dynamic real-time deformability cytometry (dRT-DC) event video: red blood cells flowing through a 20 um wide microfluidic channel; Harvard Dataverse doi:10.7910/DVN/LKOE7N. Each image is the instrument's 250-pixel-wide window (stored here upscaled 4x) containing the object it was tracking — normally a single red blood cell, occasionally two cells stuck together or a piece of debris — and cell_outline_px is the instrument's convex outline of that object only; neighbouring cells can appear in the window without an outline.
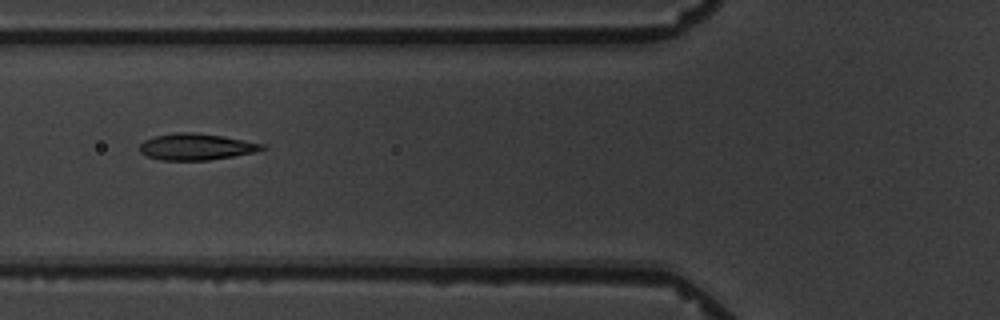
{"species": "common noctule bat (a hibernating species)", "species_latin": "Nyctalus noctula", "temperature_condition": "warm", "stored_images_in_passage": 7, "camera_frame_rate_fps": 3000, "um_per_image_px": 0.085, "animal": {"sex": "male", "body_mass_g": 19.5, "forearm_length_mm": 54.6}, "frame": {"image": 1, "passage_image": 2, "time_ms": 1.0, "image_size_px": [1000, 320], "cell_outline_px": [[268, 148], [256, 152], [208, 160], [160, 160], [148, 156], [140, 152], [140, 144], [144, 140], [152, 136], [176, 132], [196, 132], [224, 136], [264, 144]], "centroid_in_image_um": [16.68, 12.46], "position_along_channel_um": 109.1, "area_um2": 19.02}}
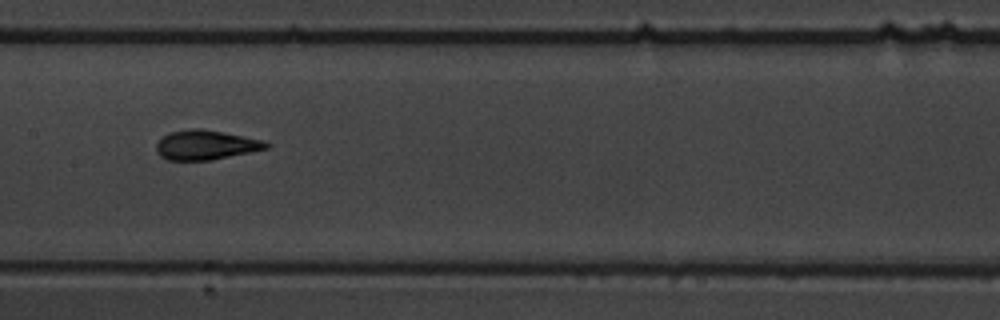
{"frame": {"image": 2, "passage_image": 4, "time_ms": 3.333, "image_size_px": [1000, 320], "cell_outline_px": [[272, 144], [268, 148], [212, 160], [168, 160], [160, 156], [156, 148], [156, 144], [168, 132], [192, 128], [200, 128], [224, 132], [264, 140]], "centroid_in_image_um": [17.51, 12.31], "position_along_channel_um": 189.9, "area_um2": 18.96}}
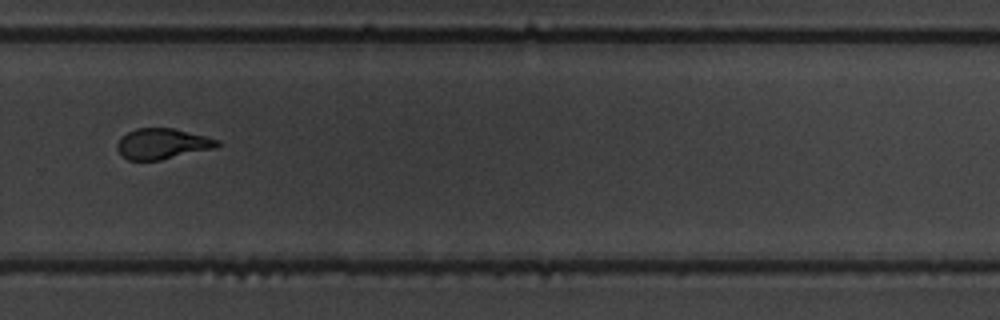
{"frame": {"image": 3, "passage_image": 7, "time_ms": 7.0, "image_size_px": [1000, 320], "cell_outline_px": [[220, 144], [216, 148], [160, 160], [128, 160], [116, 148], [116, 144], [128, 132], [136, 128], [172, 128], [220, 140]], "centroid_in_image_um": [13.82, 12.22], "position_along_channel_um": 316.0, "area_um2": 17.63}}